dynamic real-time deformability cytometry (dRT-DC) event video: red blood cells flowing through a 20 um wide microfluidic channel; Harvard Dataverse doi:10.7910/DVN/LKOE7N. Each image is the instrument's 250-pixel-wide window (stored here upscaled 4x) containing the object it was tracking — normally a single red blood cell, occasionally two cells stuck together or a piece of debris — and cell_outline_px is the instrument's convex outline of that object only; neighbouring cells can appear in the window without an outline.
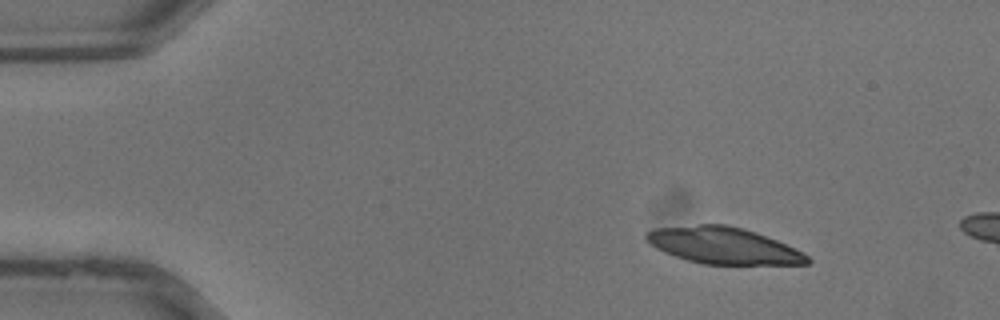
{"species": "common noctule bat (a hibernating species)", "species_latin": "Nyctalus noctula", "temperature_condition": "warm", "stored_images_in_passage": 4, "camera_frame_rate_fps": 3000, "um_per_image_px": 0.085, "animal": {"sex": "male", "body_mass_g": 13.3}, "frame": {"image": 1, "passage_image": 1, "time_ms": 0.0, "image_size_px": [1000, 320], "cell_outline_px": [[812, 260], [808, 264], [704, 264], [688, 260], [664, 252], [648, 244], [644, 236], [644, 232], [652, 228], [700, 224], [724, 224], [744, 228], [756, 232], [776, 240], [808, 256]], "centroid_in_image_um": [61.41, 20.86], "position_along_channel_um": 23.6, "area_um2": 34.22}}